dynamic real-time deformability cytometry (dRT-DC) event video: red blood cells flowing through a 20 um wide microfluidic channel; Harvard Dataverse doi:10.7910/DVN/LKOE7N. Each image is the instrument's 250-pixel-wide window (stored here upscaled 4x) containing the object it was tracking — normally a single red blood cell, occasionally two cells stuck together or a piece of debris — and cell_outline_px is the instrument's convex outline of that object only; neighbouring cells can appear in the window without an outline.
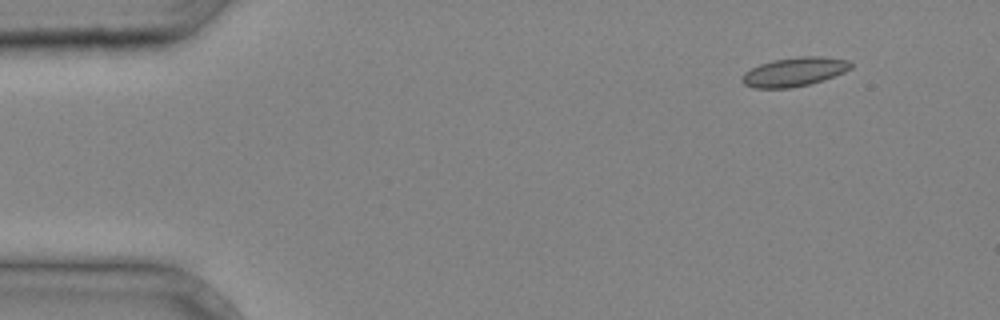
{"species": "common noctule bat (a hibernating species)", "species_latin": "Nyctalus noctula", "temperature_condition": "cold", "stored_images_in_passage": 3, "camera_frame_rate_fps": 3000, "um_per_image_px": 0.085, "animal": {"sex": "male", "body_mass_g": 20.4}, "frame": {"image": 1, "passage_image": 1, "time_ms": 0.0, "image_size_px": [1000, 320], "cell_outline_px": [[852, 68], [844, 72], [824, 80], [792, 88], [752, 88], [744, 84], [740, 80], [744, 72], [760, 64], [772, 60], [800, 56], [820, 56], [848, 60], [852, 64]], "centroid_in_image_um": [67.5, 6.11], "position_along_channel_um": 17.5, "area_um2": 18.44}}
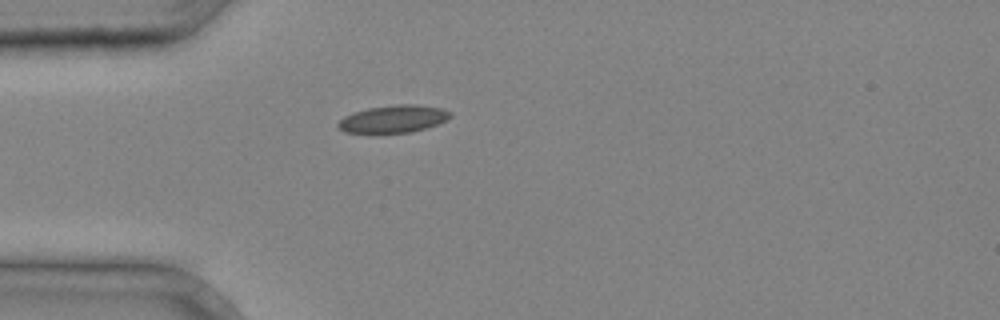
{"frame": {"image": 2, "passage_image": 3, "time_ms": 0.667, "image_size_px": [1000, 320], "cell_outline_px": [[452, 116], [448, 120], [428, 128], [412, 132], [344, 132], [336, 124], [344, 116], [368, 108], [396, 104], [412, 104], [440, 108], [452, 112]], "centroid_in_image_um": [33.49, 10.1], "position_along_channel_um": 51.5, "area_um2": 17.8}}